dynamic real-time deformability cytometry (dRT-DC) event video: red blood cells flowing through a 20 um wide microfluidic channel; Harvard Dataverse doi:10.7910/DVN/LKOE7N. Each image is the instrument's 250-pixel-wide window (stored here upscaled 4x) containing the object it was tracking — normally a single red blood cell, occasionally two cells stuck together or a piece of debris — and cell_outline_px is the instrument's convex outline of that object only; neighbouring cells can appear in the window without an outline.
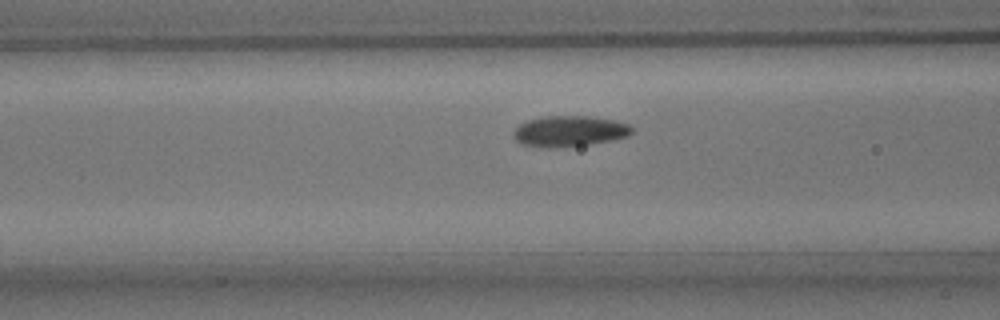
{"species": "common noctule bat (a hibernating species)", "species_latin": "Nyctalus noctula", "temperature_condition": "room temperature", "stored_images_in_passage": 39, "camera_frame_rate_fps": 3000, "um_per_image_px": 0.085, "animal": {"sex": "male", "body_mass_g": 15.6}, "frame": {"image": 1, "passage_image": 11, "time_ms": 3.333, "image_size_px": [1000, 320], "cell_outline_px": [[632, 132], [628, 136], [612, 140], [588, 144], [556, 148], [548, 148], [520, 144], [512, 136], [512, 132], [520, 124], [528, 120], [544, 116], [588, 116], [612, 120], [628, 124], [632, 128]], "centroid_in_image_um": [48.36, 11.16], "position_along_channel_um": 118.2, "area_um2": 21.21}}
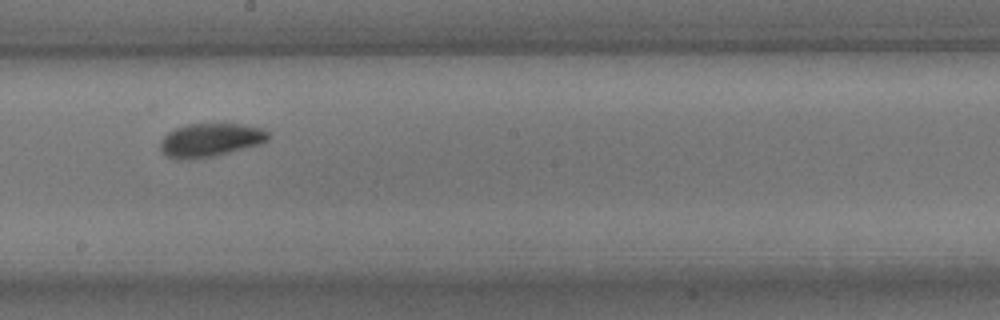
{"frame": {"image": 2, "passage_image": 20, "time_ms": 6.333, "image_size_px": [1000, 320], "cell_outline_px": [[272, 136], [268, 140], [260, 144], [212, 156], [188, 160], [176, 160], [164, 156], [160, 152], [160, 140], [168, 132], [176, 128], [188, 124], [240, 124], [264, 128]], "centroid_in_image_um": [17.85, 11.91], "position_along_channel_um": 230.4, "area_um2": 21.27}}
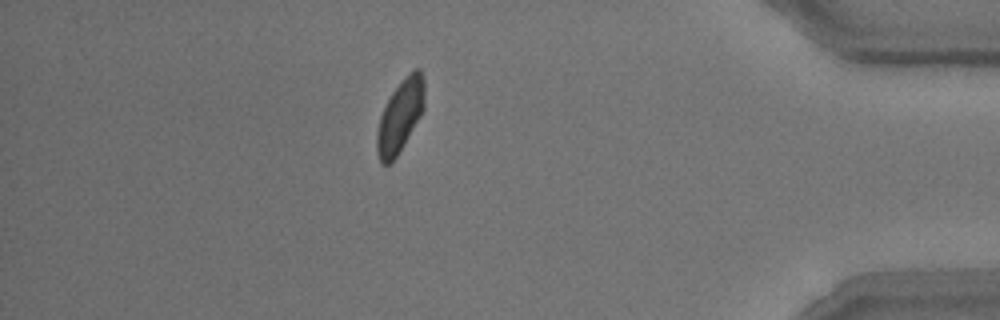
{"frame": {"image": 3, "passage_image": 37, "time_ms": 12.0, "image_size_px": [1000, 320], "cell_outline_px": [[424, 108], [420, 116], [396, 156], [388, 164], [380, 164], [376, 152], [376, 132], [380, 116], [392, 92], [416, 68], [420, 68], [424, 80]], "centroid_in_image_um": [33.99, 9.9], "position_along_channel_um": 401.2, "area_um2": 19.54}, "authors_computed_cell_mechanics": {"area_um2": 20.6346, "velocity_mm_per_s": 3.7389, "shape_relaxation_time_tau1_ms": 1.9103, "shape_relaxation_time_tau2_ms": 1.3302, "deformation_change_tau1": 0.0987, "deformation_change_tau2": 0.0483}}